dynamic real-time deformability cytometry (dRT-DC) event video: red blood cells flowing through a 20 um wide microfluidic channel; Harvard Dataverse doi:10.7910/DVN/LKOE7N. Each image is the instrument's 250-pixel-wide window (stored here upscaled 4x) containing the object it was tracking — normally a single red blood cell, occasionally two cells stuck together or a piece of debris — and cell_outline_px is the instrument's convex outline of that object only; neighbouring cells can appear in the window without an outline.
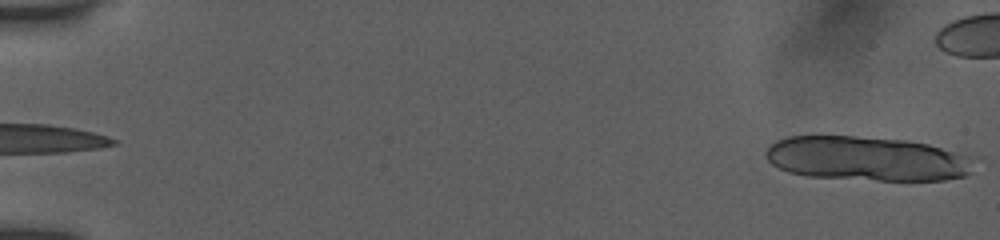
{"species": "human", "species_latin": "Homo sapiens", "temperature_condition": "room temperature", "stored_images_in_passage": 8, "camera_frame_rate_fps": 3000, "um_per_image_px": 0.085, "donor": {"sex": "female"}, "frame": {"image": 1, "passage_image": 1, "time_ms": 0.0, "image_size_px": [1000, 240], "cell_outline_px": [[980, 156], [972, 172], [964, 176], [944, 180], [876, 180], [808, 176], [788, 172], [772, 164], [764, 156], [764, 152], [776, 140], [788, 136], [856, 136], [904, 140], [928, 144]], "centroid_in_image_um": [73.8, 13.48], "position_along_channel_um": 11.2, "area_um2": 54.68}}